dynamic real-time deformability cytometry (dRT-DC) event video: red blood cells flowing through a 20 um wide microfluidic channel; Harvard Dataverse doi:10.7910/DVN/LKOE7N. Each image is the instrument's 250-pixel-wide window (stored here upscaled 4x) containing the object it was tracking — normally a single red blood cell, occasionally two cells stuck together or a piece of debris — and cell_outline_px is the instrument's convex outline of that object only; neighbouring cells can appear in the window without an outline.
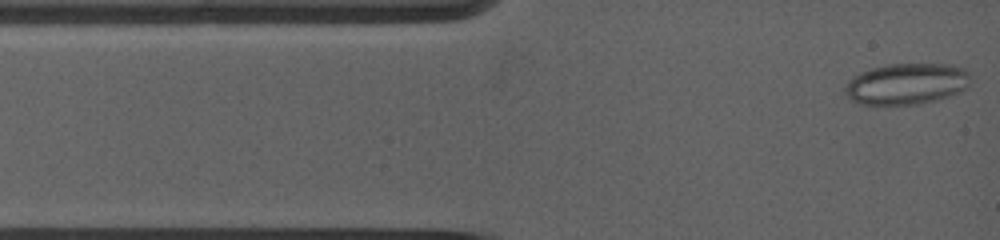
{"species": "common noctule bat (a hibernating species)", "species_latin": "Nyctalus noctula", "temperature_condition": "warm", "stored_images_in_passage": 9, "camera_frame_rate_fps": 5000, "um_per_image_px": 0.085, "animal": {"sex": "female", "body_mass_g": 19.0, "forearm_length_mm": 53.3}, "frame": {"image": 1, "passage_image": 1, "time_ms": 0.0, "image_size_px": [1000, 240], "cell_outline_px": [[972, 76], [968, 88], [960, 92], [936, 100], [920, 104], [860, 104], [852, 100], [844, 92], [844, 88], [848, 80], [852, 76], [860, 72], [872, 68], [888, 64], [952, 64], [964, 68]], "centroid_in_image_um": [77.09, 7.12], "position_along_channel_um": 7.9, "area_um2": 30.4}}